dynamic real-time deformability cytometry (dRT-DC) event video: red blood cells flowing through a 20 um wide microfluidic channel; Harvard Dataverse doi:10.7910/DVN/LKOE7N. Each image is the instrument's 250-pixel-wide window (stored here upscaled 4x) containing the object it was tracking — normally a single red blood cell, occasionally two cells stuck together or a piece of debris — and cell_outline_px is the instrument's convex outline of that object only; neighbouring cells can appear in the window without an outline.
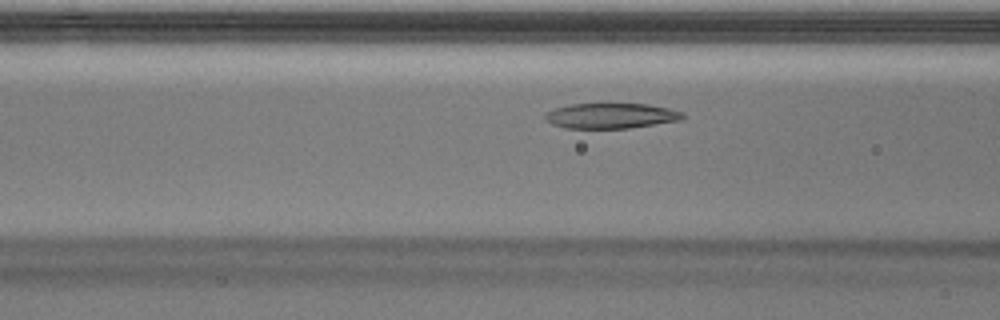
{"species": "Egyptian fruit bat (a non-hibernating species)", "species_latin": "Rousettus aegyptiacus", "temperature_condition": "warm", "stored_images_in_passage": 39, "camera_frame_rate_fps": 3000, "um_per_image_px": 0.085, "animal": {"sex": "male"}, "frame": {"image": 1, "passage_image": 8, "time_ms": 2.333, "image_size_px": [1000, 320], "cell_outline_px": [[684, 116], [680, 120], [628, 128], [564, 128], [552, 124], [544, 120], [544, 116], [548, 112], [556, 108], [572, 104], [608, 100], [648, 104], [668, 108], [684, 112]], "centroid_in_image_um": [51.92, 9.78], "position_along_channel_um": 114.7, "area_um2": 21.21}}
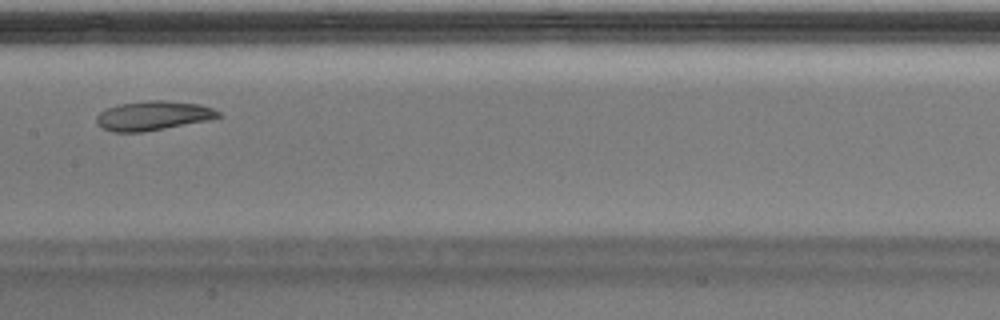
{"frame": {"image": 2, "passage_image": 14, "time_ms": 4.333, "image_size_px": [1000, 320], "cell_outline_px": [[220, 116], [208, 120], [144, 132], [112, 132], [96, 124], [96, 116], [104, 108], [120, 104], [148, 100], [168, 100], [196, 104], [212, 108], [220, 112]], "centroid_in_image_um": [12.96, 9.83], "position_along_channel_um": 194.4, "area_um2": 20.75}}
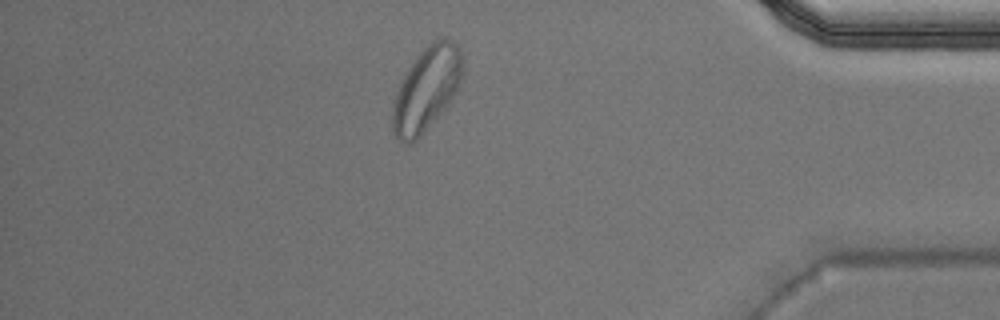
{"frame": {"image": 3, "passage_image": 32, "time_ms": 10.333, "image_size_px": [1000, 320], "cell_outline_px": [[460, 80], [452, 96], [444, 108], [420, 136], [412, 144], [404, 144], [396, 136], [392, 128], [392, 104], [396, 92], [404, 72], [416, 56], [436, 36], [440, 36], [452, 40], [460, 48]], "centroid_in_image_um": [36.18, 7.54], "position_along_channel_um": 399.0, "area_um2": 33.81}, "authors_computed_cell_mechanics": {"area_um2": 21.8484, "velocity_mm_per_s": 3.986, "shape_relaxation_time_tau1_ms": 3.8996, "shape_relaxation_time_tau2_ms": 3.8951, "deformation_change_tau1": 0.1674, "deformation_change_tau2": 0.0783}}